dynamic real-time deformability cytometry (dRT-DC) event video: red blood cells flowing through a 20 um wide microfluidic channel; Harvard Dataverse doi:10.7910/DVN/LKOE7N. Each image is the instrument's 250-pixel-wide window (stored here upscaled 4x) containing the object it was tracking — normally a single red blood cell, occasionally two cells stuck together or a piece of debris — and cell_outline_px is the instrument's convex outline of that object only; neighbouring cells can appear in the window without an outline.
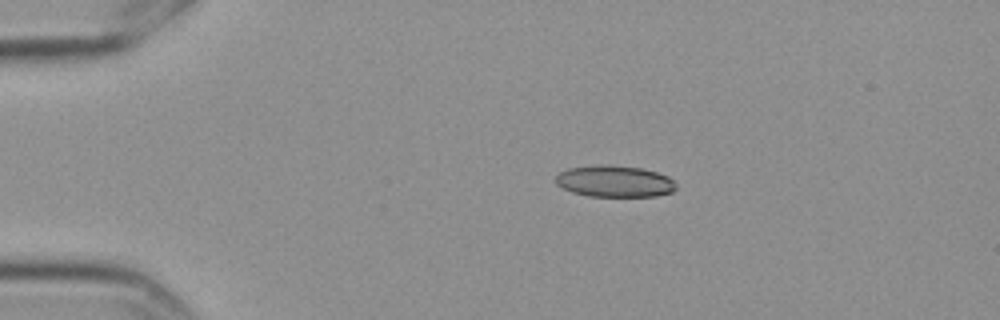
{"species": "Egyptian fruit bat (a non-hibernating species)", "species_latin": "Rousettus aegyptiacus", "temperature_condition": "cold", "stored_images_in_passage": 6, "camera_frame_rate_fps": 3000, "um_per_image_px": 0.085, "frame": {"image": 1, "passage_image": 3, "time_ms": 0.667, "image_size_px": [1000, 320], "cell_outline_px": [[676, 188], [672, 192], [656, 196], [588, 196], [572, 192], [556, 184], [556, 176], [560, 172], [568, 168], [596, 164], [608, 164], [640, 168], [656, 172], [668, 176], [676, 184]], "centroid_in_image_um": [52.23, 15.4], "position_along_channel_um": 32.8, "area_um2": 22.2}}
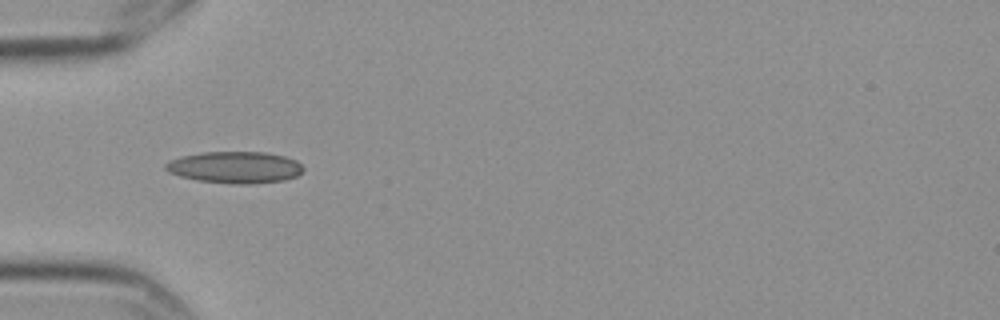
{"frame": {"image": 2, "passage_image": 5, "time_ms": 1.333, "image_size_px": [1000, 320], "cell_outline_px": [[304, 168], [296, 176], [284, 180], [248, 184], [232, 184], [200, 180], [180, 176], [168, 172], [164, 168], [164, 164], [168, 160], [184, 156], [204, 152], [264, 152], [284, 156], [296, 160]], "centroid_in_image_um": [19.96, 14.22], "position_along_channel_um": 65.0, "area_um2": 25.26}}
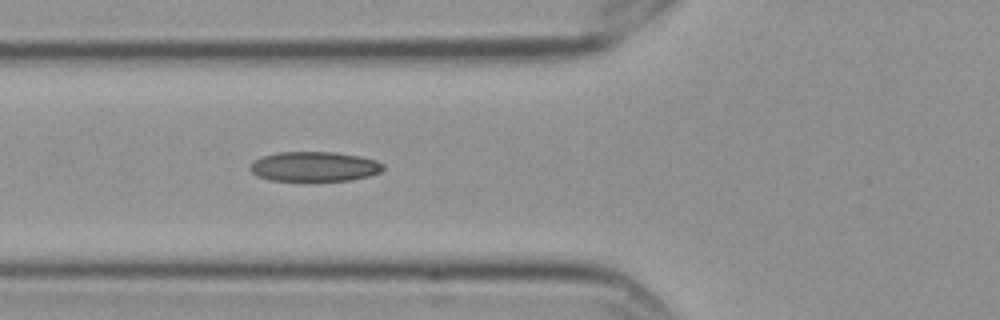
{"frame": {"image": 3, "passage_image": 6, "time_ms": 1.667, "image_size_px": [1000, 320], "cell_outline_px": [[384, 168], [380, 172], [368, 176], [348, 180], [268, 180], [252, 172], [248, 168], [252, 160], [276, 152], [336, 152], [360, 156], [376, 160], [384, 164]], "centroid_in_image_um": [26.71, 14.14], "position_along_channel_um": 99.1, "area_um2": 23.0}}